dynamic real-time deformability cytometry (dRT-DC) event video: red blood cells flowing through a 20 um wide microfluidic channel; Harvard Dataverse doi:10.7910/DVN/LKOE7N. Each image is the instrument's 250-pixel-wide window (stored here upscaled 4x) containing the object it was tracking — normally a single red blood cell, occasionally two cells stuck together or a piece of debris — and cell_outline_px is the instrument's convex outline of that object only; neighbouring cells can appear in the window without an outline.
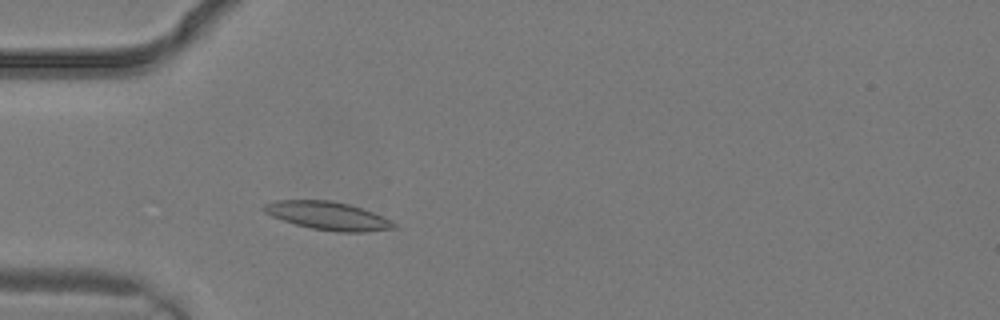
{"species": "common noctule bat (a hibernating species)", "species_latin": "Nyctalus noctula", "temperature_condition": "warm", "stored_images_in_passage": 2, "camera_frame_rate_fps": 3000, "um_per_image_px": 0.085, "animal": {"sex": "male", "body_mass_g": 19.2, "forearm_length_mm": 51.8}, "frame": {"image": 1, "passage_image": 2, "time_ms": 0.333, "image_size_px": [1000, 320], "cell_outline_px": [[396, 228], [364, 232], [336, 232], [312, 228], [296, 224], [272, 216], [264, 212], [260, 208], [264, 204], [276, 200], [332, 200], [348, 204], [372, 212], [392, 220], [396, 224]], "centroid_in_image_um": [27.86, 18.34], "position_along_channel_um": 57.1, "area_um2": 21.27}}